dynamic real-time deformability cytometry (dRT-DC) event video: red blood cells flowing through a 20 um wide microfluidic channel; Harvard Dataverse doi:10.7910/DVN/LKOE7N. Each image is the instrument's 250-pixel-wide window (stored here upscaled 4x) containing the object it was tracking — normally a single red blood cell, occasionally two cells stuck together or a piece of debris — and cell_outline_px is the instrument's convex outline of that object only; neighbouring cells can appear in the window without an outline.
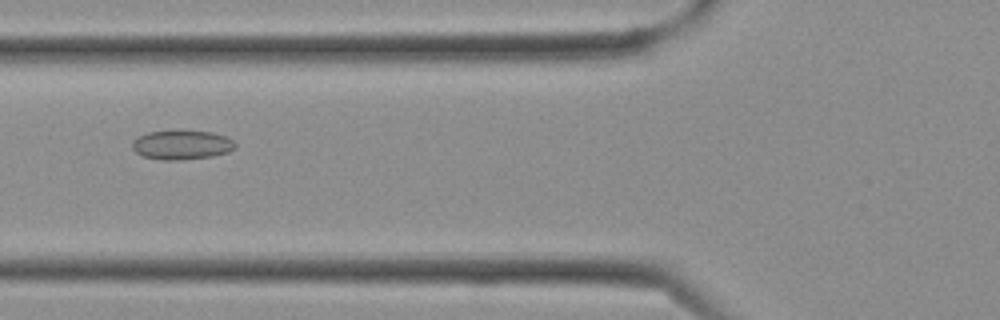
{"species": "Egyptian fruit bat (a non-hibernating species)", "species_latin": "Rousettus aegyptiacus", "temperature_condition": "cold", "stored_images_in_passage": 27, "camera_frame_rate_fps": 3000, "um_per_image_px": 0.085, "frame": {"image": 1, "passage_image": 8, "time_ms": 2.333, "image_size_px": [1000, 320], "cell_outline_px": [[236, 148], [228, 152], [212, 156], [180, 160], [160, 160], [144, 156], [136, 152], [132, 148], [132, 140], [148, 132], [212, 132], [224, 136], [232, 140], [236, 144]], "centroid_in_image_um": [15.45, 12.34], "position_along_channel_um": 110.3, "area_um2": 17.17}}
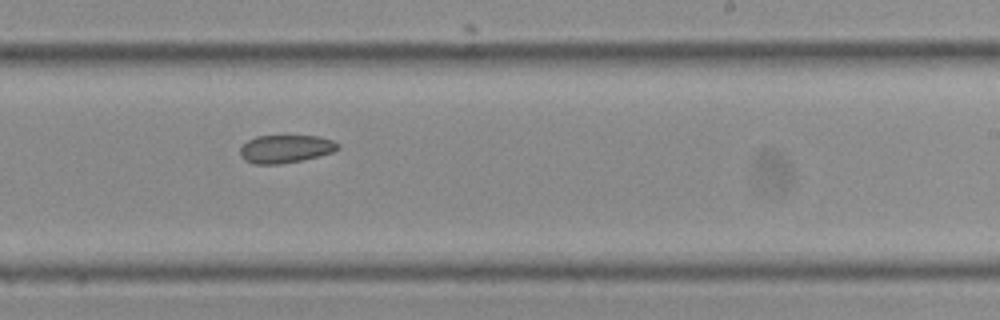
{"frame": {"image": 2, "passage_image": 15, "time_ms": 4.667, "image_size_px": [1000, 320], "cell_outline_px": [[340, 148], [332, 152], [320, 156], [280, 164], [256, 164], [244, 160], [240, 156], [240, 148], [248, 140], [256, 136], [320, 136], [332, 140], [340, 144]], "centroid_in_image_um": [24.28, 12.65], "position_along_channel_um": 264.7, "area_um2": 15.95}}
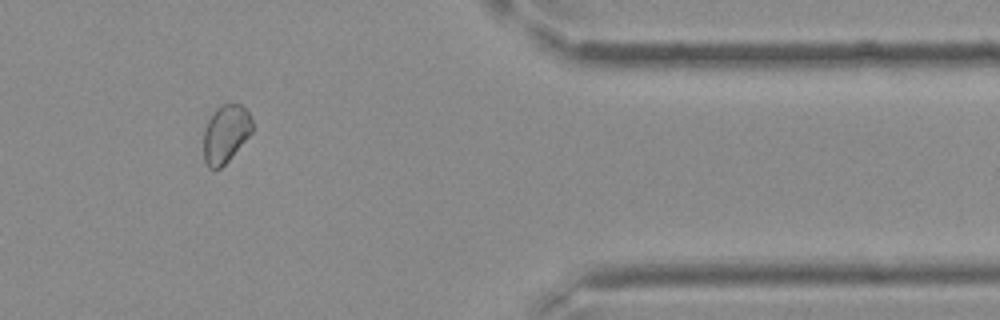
{"frame": {"image": 3, "passage_image": 22, "time_ms": 7.0, "image_size_px": [1000, 320], "cell_outline_px": [[252, 132], [228, 160], [220, 168], [208, 168], [204, 160], [204, 128], [208, 120], [228, 100], [240, 104], [248, 112], [252, 120]], "centroid_in_image_um": [19.19, 11.35], "position_along_channel_um": 392.2, "area_um2": 16.18}}